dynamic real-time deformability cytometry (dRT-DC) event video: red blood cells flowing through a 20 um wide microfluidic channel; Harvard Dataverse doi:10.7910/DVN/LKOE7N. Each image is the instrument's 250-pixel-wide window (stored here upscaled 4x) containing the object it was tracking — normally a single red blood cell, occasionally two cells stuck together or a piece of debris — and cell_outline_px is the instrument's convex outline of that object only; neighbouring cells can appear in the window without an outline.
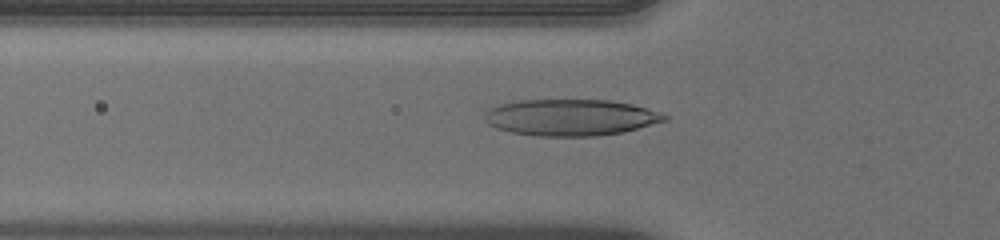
{"species": "human", "species_latin": "Homo sapiens", "temperature_condition": "warm", "stored_images_in_passage": 51, "camera_frame_rate_fps": 3000, "um_per_image_px": 0.085, "donor": {"sex": "male"}, "frame": {"image": 1, "passage_image": 18, "time_ms": 5.667, "image_size_px": [1000, 240], "cell_outline_px": [[668, 120], [624, 132], [596, 136], [540, 136], [512, 132], [496, 128], [488, 124], [484, 120], [484, 112], [488, 108], [500, 104], [520, 100], [608, 100], [632, 104], [648, 108], [660, 112], [668, 116]], "centroid_in_image_um": [48.5, 9.98], "position_along_channel_um": 77.3, "area_um2": 38.38}}
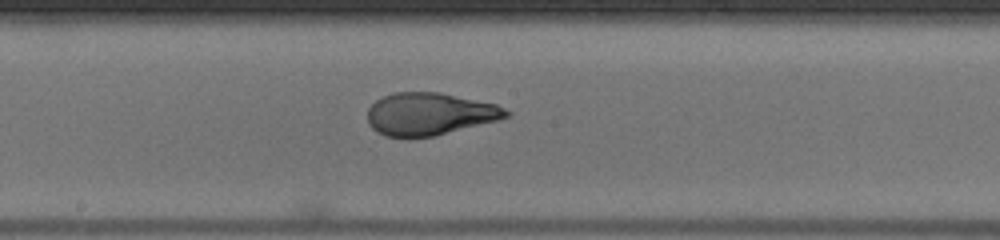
{"frame": {"image": 2, "passage_image": 28, "time_ms": 9.0, "image_size_px": [1000, 240], "cell_outline_px": [[512, 112], [508, 116], [496, 120], [436, 136], [388, 136], [372, 128], [368, 124], [368, 108], [376, 100], [392, 92], [440, 92], [496, 104]], "centroid_in_image_um": [36.52, 9.67], "position_along_channel_um": 211.7, "area_um2": 33.93}}
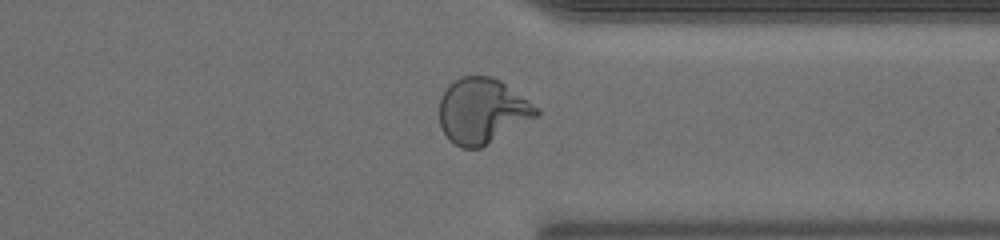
{"frame": {"image": 3, "passage_image": 40, "time_ms": 13.0, "image_size_px": [1000, 240], "cell_outline_px": [[540, 116], [480, 148], [460, 148], [448, 140], [440, 128], [440, 100], [448, 84], [460, 76], [492, 76], [500, 80], [540, 108]], "centroid_in_image_um": [41.0, 9.43], "position_along_channel_um": 370.4, "area_um2": 37.34}, "authors_computed_cell_mechanics": {"area_um2": 36.2406, "velocity_mm_per_s": 4.0011, "shape_relaxation_time_tau1_ms": 8.1958, "shape_relaxation_time_tau2_ms": null, "deformation_change_tau1": 0.3253, "deformation_change_tau2": null}}